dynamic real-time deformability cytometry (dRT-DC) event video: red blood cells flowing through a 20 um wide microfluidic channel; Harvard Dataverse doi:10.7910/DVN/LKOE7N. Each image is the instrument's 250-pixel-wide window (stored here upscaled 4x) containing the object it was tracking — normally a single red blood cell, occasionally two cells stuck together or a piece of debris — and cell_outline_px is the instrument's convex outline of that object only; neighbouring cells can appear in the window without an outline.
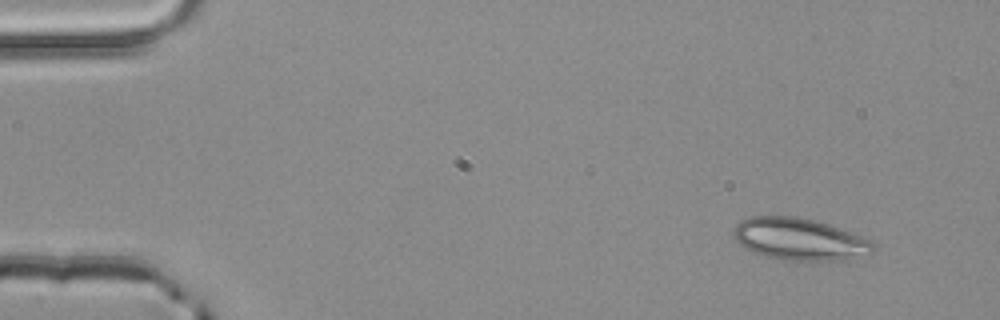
{"species": "common noctule bat (a hibernating species)", "species_latin": "Nyctalus noctula", "temperature_condition": "room temperature", "stored_images_in_passage": 3, "camera_frame_rate_fps": 3000, "um_per_image_px": 0.085, "animal": {"sex": "male", "body_mass_g": 20.4}, "frame": {"image": 1, "passage_image": 1, "time_ms": 0.0, "image_size_px": [1000, 320], "cell_outline_px": [[876, 252], [832, 260], [784, 260], [768, 256], [744, 248], [732, 236], [732, 228], [740, 220], [748, 216], [796, 216], [816, 220], [828, 224], [872, 240], [876, 244]], "centroid_in_image_um": [67.92, 20.3], "position_along_channel_um": 17.1, "area_um2": 34.1}}